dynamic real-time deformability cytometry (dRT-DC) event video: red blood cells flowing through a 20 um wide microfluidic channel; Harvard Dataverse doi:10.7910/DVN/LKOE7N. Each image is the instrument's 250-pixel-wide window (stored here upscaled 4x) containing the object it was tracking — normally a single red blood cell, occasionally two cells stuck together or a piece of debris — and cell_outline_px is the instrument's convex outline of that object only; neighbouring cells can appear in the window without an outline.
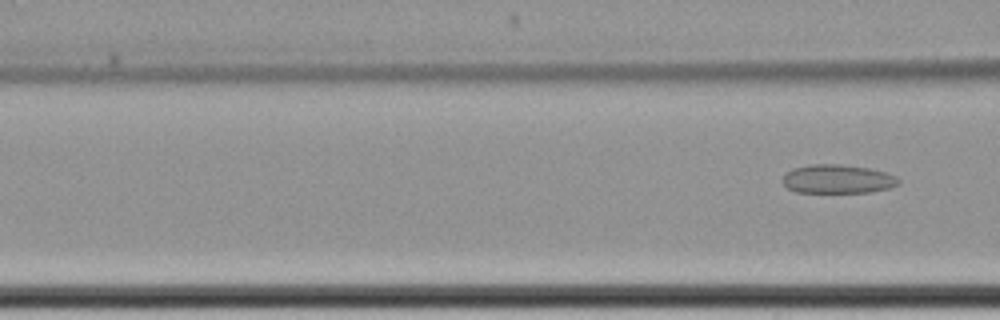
{"species": "common noctule bat (a hibernating species)", "species_latin": "Nyctalus noctula", "temperature_condition": "cold", "stored_images_in_passage": 6, "camera_frame_rate_fps": 3000, "um_per_image_px": 0.085, "animal": {"sex": "female", "body_mass_g": 22.7, "forearm_length_mm": 54.2}, "frame": {"image": 1, "passage_image": 6, "time_ms": 6.0, "image_size_px": [1000, 320], "cell_outline_px": [[900, 184], [888, 188], [872, 192], [796, 192], [788, 188], [780, 180], [792, 168], [808, 164], [840, 164], [868, 168], [884, 172], [896, 176], [900, 180]], "centroid_in_image_um": [71.19, 15.21], "position_along_channel_um": 95.4, "area_um2": 19.48}}